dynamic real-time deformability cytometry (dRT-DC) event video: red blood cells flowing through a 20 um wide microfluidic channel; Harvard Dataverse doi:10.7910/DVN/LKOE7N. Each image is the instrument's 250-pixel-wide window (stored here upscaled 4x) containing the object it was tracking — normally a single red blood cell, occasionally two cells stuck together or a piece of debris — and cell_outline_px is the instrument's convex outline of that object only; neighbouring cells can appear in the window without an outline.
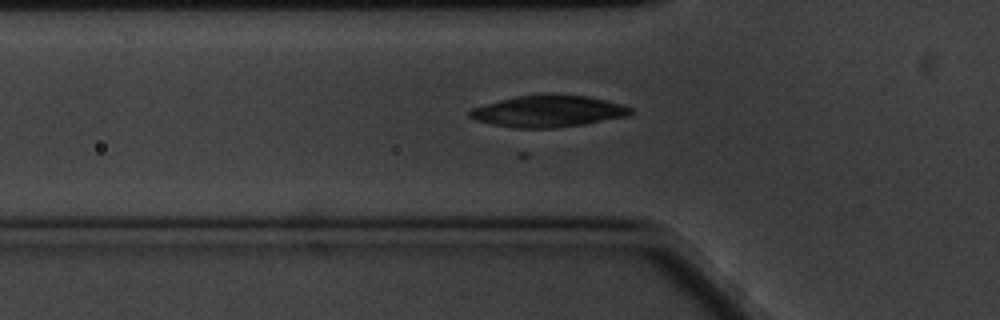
{"species": "common noctule bat (a hibernating species)", "species_latin": "Nyctalus noctula", "temperature_condition": "cold", "stored_images_in_passage": 23, "camera_frame_rate_fps": 3000, "um_per_image_px": 0.085, "animal": {"sex": "male", "body_mass_g": 20.1, "forearm_length_mm": 53.5}, "frame": {"image": 1, "passage_image": 5, "time_ms": 1.333, "image_size_px": [1000, 320], "cell_outline_px": [[632, 112], [628, 116], [584, 124], [556, 128], [516, 128], [492, 124], [476, 120], [468, 116], [468, 112], [472, 108], [500, 100], [520, 96], [588, 96], [620, 104], [632, 108]], "centroid_in_image_um": [46.59, 9.49], "position_along_channel_um": 79.2, "area_um2": 28.84}}
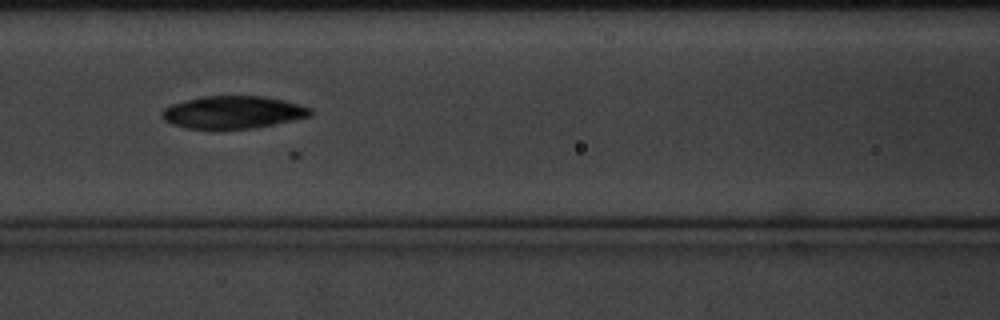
{"frame": {"image": 2, "passage_image": 11, "time_ms": 3.333, "image_size_px": [1000, 320], "cell_outline_px": [[312, 116], [276, 124], [248, 128], [184, 128], [172, 124], [164, 120], [160, 116], [160, 112], [164, 108], [172, 104], [204, 96], [264, 96], [284, 100], [300, 104], [312, 108]], "centroid_in_image_um": [19.83, 9.53], "position_along_channel_um": 146.8, "area_um2": 28.09}}